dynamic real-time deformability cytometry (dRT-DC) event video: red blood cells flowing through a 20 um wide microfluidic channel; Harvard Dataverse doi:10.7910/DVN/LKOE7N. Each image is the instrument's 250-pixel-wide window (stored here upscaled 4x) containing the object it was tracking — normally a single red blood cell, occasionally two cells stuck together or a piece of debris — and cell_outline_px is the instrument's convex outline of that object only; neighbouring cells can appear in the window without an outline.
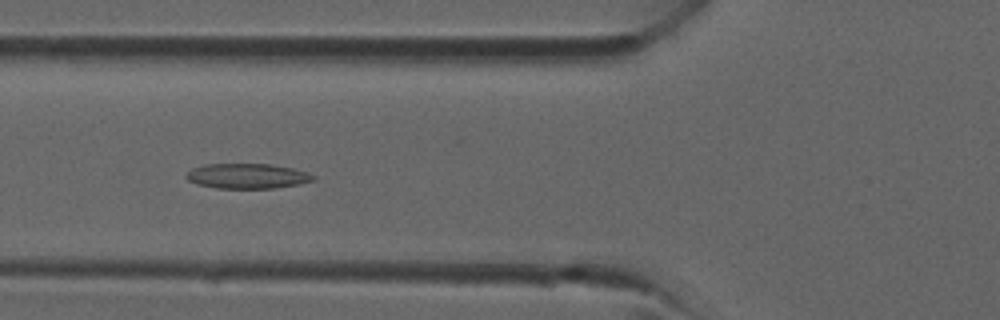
{"species": "common noctule bat (a hibernating species)", "species_latin": "Nyctalus noctula", "temperature_condition": "room temperature", "stored_images_in_passage": 33, "camera_frame_rate_fps": 3000, "um_per_image_px": 0.085, "animal": {"sex": "male", "forearm_length_mm": 52.5}, "frame": {"image": 1, "passage_image": 8, "time_ms": 2.333, "image_size_px": [1000, 320], "cell_outline_px": [[316, 180], [300, 184], [272, 188], [216, 188], [196, 184], [188, 180], [184, 176], [192, 168], [204, 164], [272, 164], [292, 168], [308, 172], [316, 176]], "centroid_in_image_um": [21.03, 14.96], "position_along_channel_um": 104.8, "area_um2": 18.67}}
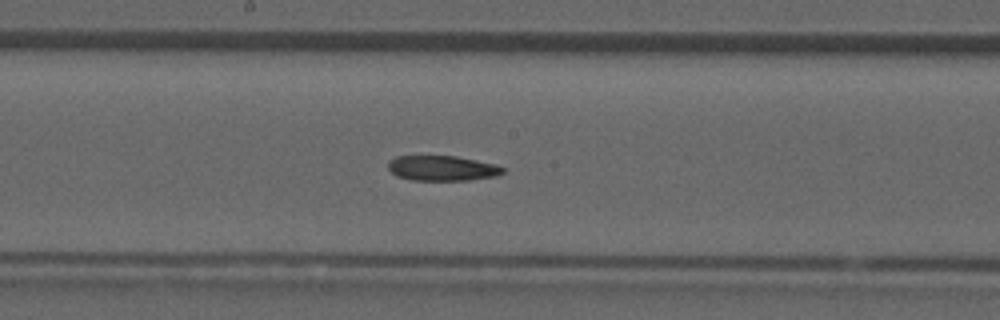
{"frame": {"image": 2, "passage_image": 14, "time_ms": 4.333, "image_size_px": [1000, 320], "cell_outline_px": [[504, 172], [496, 176], [468, 180], [412, 180], [396, 176], [388, 168], [388, 160], [396, 156], [456, 156], [496, 164], [504, 168]], "centroid_in_image_um": [37.57, 14.29], "position_along_channel_um": 210.6, "area_um2": 16.82}}
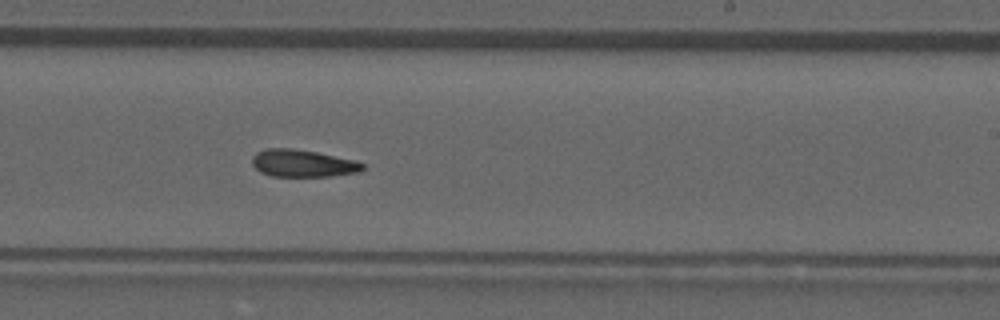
{"frame": {"image": 3, "passage_image": 17, "time_ms": 5.333, "image_size_px": [1000, 320], "cell_outline_px": [[364, 168], [360, 172], [332, 176], [272, 176], [260, 172], [252, 164], [252, 156], [256, 152], [264, 148], [292, 148], [316, 152], [356, 160], [364, 164]], "centroid_in_image_um": [25.73, 13.88], "position_along_channel_um": 263.3, "area_um2": 17.69}}